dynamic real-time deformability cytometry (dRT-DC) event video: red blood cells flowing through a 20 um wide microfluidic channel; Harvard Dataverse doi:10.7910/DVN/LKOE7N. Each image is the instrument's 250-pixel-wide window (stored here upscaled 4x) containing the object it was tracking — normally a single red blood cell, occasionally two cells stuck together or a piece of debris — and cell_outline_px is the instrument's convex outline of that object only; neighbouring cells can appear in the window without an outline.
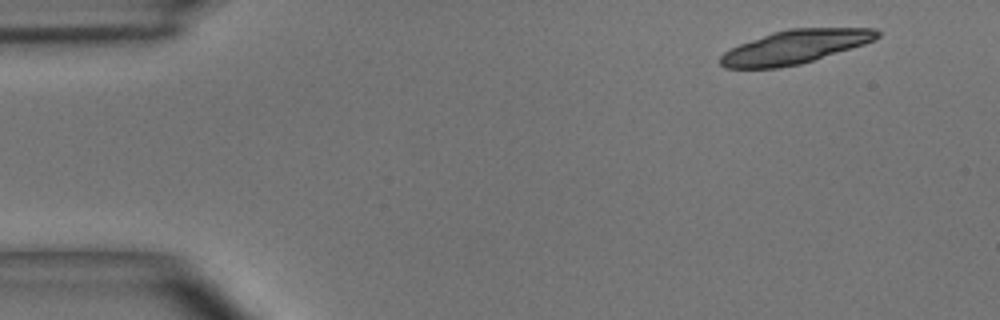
{"species": "common noctule bat (a hibernating species)", "species_latin": "Nyctalus noctula", "temperature_condition": "room temperature", "stored_images_in_passage": 3, "camera_frame_rate_fps": 3000, "um_per_image_px": 0.085, "animal": {"sex": "male", "body_mass_g": 15.6}, "frame": {"image": 1, "passage_image": 1, "time_ms": 0.0, "image_size_px": [1000, 320], "cell_outline_px": [[880, 36], [864, 44], [800, 64], [780, 68], [724, 68], [720, 64], [720, 56], [724, 52], [740, 44], [772, 32], [788, 28], [876, 28], [880, 32]], "centroid_in_image_um": [67.56, 3.98], "position_along_channel_um": 17.4, "area_um2": 30.52}}